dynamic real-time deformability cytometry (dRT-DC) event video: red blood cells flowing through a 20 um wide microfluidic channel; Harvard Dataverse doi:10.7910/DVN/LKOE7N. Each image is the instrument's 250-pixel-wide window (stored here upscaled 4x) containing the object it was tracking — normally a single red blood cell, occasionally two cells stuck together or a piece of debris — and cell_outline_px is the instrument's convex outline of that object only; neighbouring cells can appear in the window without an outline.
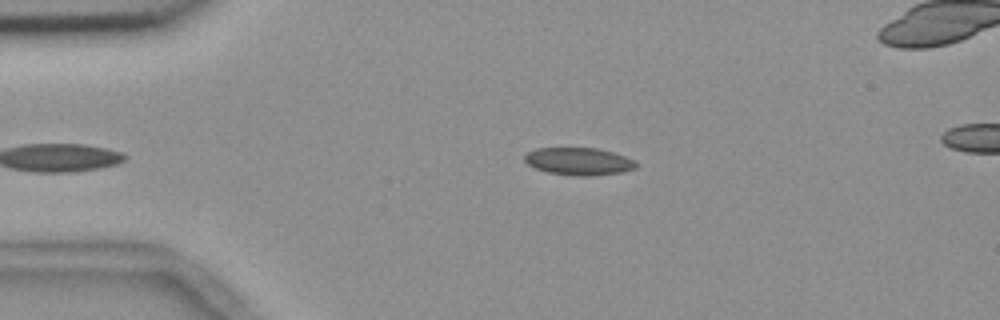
{"species": "common noctule bat (a hibernating species)", "species_latin": "Nyctalus noctula", "temperature_condition": "room temperature", "stored_images_in_passage": 40, "camera_frame_rate_fps": 3000, "um_per_image_px": 0.085, "animal": {"sex": "female", "body_mass_g": 18.4}, "frame": {"image": 1, "passage_image": 2, "time_ms": 0.333, "image_size_px": [1000, 320], "cell_outline_px": [[636, 168], [620, 172], [588, 176], [580, 176], [548, 172], [536, 168], [528, 164], [524, 160], [524, 156], [528, 152], [536, 148], [596, 148], [612, 152], [636, 160]], "centroid_in_image_um": [49.19, 13.71], "position_along_channel_um": 35.8, "area_um2": 17.63}}
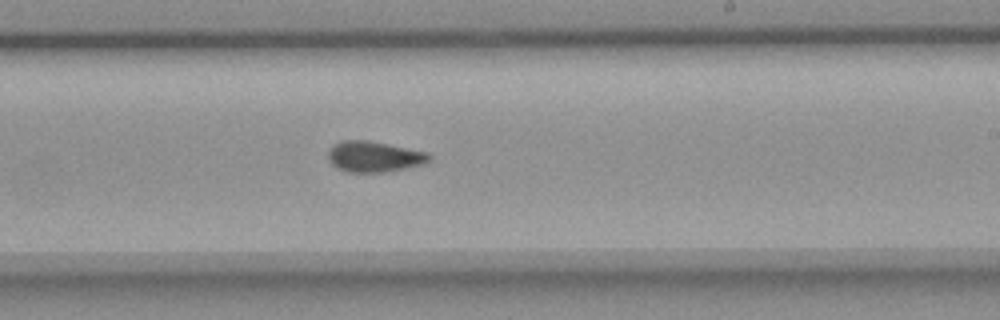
{"frame": {"image": 2, "passage_image": 23, "time_ms": 7.333, "image_size_px": [1000, 320], "cell_outline_px": [[432, 160], [428, 164], [384, 172], [348, 172], [336, 168], [328, 160], [328, 148], [332, 144], [340, 140], [368, 140], [428, 152], [432, 156]], "centroid_in_image_um": [31.81, 13.31], "position_along_channel_um": 257.2, "area_um2": 18.55}}
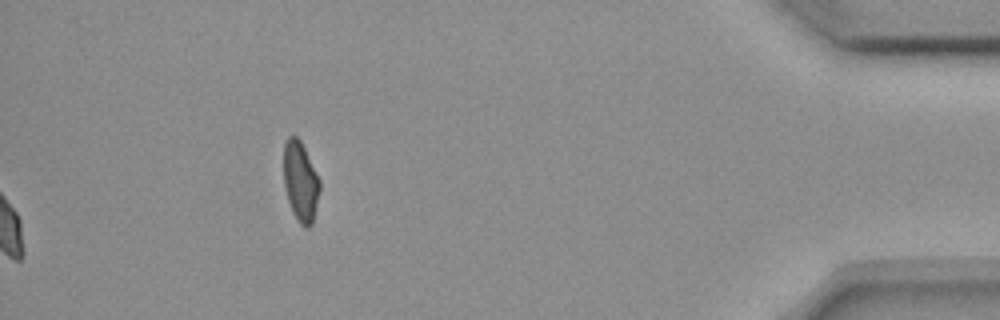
{"frame": {"image": 3, "passage_image": 40, "time_ms": 13.0, "image_size_px": [1000, 320], "cell_outline_px": [[320, 188], [312, 224], [308, 228], [304, 228], [300, 224], [292, 212], [288, 200], [284, 184], [284, 144], [288, 136], [296, 136], [300, 140], [320, 180]], "centroid_in_image_um": [25.54, 15.44], "position_along_channel_um": 409.7, "area_um2": 16.65}, "authors_computed_cell_mechanics": {"area_um2": 18.0914, "velocity_mm_per_s": 3.6858, "shape_relaxation_time_tau1_ms": null, "shape_relaxation_time_tau2_ms": 2.6933, "deformation_change_tau1": null, "deformation_change_tau2": 0.0732}}